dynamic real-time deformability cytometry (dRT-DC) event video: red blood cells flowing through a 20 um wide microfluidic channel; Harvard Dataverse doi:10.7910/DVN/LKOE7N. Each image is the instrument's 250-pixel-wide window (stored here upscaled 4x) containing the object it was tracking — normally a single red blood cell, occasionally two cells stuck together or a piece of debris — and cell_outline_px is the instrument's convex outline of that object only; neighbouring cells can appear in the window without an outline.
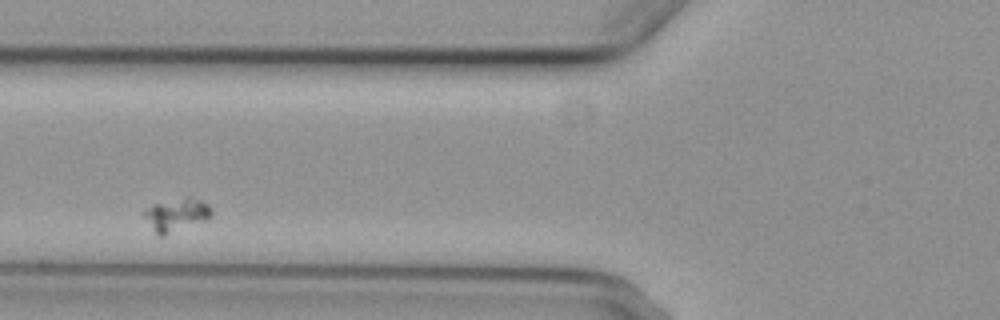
{"species": "common noctule bat (a hibernating species)", "species_latin": "Nyctalus noctula", "temperature_condition": "cold", "stored_images_in_passage": 5, "camera_frame_rate_fps": 3000, "um_per_image_px": 0.085, "animal": {"sex": "female", "body_mass_g": 29.2, "forearm_length_mm": 56.3}, "frame": {"image": 1, "passage_image": 2, "time_ms": 1.333, "image_size_px": [1000, 320], "cell_outline_px": [[212, 216], [208, 220], [164, 236], [156, 236], [140, 212], [156, 204], [188, 196], [200, 200], [208, 204], [212, 208]], "centroid_in_image_um": [15.0, 18.29], "position_along_channel_um": 110.8, "area_um2": 13.24}}
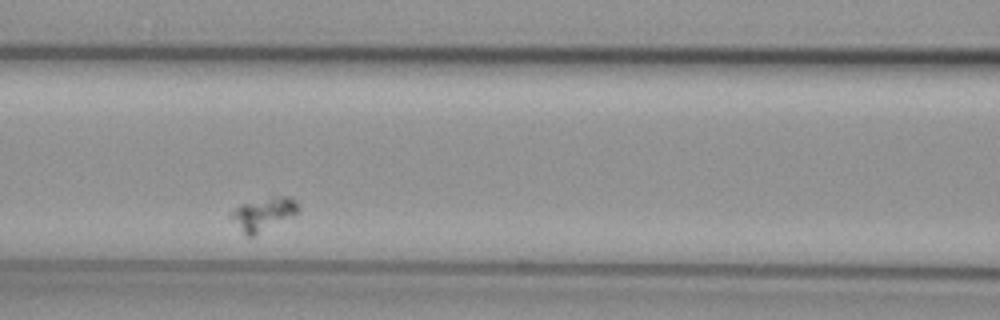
{"frame": {"image": 2, "passage_image": 3, "time_ms": 2.333, "image_size_px": [1000, 320], "cell_outline_px": [[300, 212], [252, 236], [248, 236], [228, 216], [240, 204], [272, 196], [288, 196], [296, 200], [300, 208]], "centroid_in_image_um": [22.42, 18.15], "position_along_channel_um": 144.2, "area_um2": 12.72}}
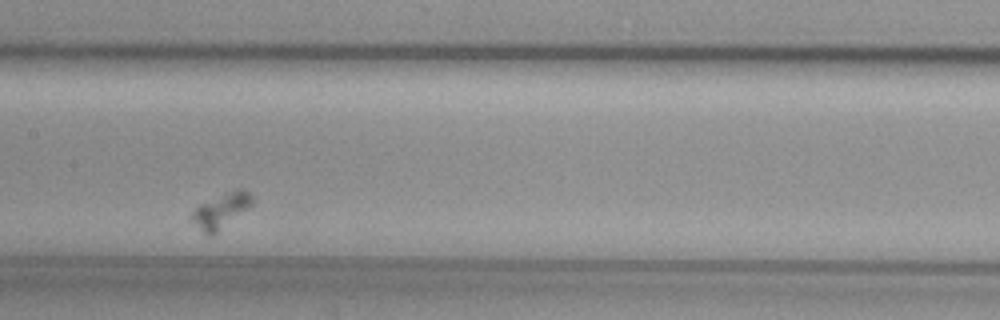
{"frame": {"image": 3, "passage_image": 4, "time_ms": 3.667, "image_size_px": [1000, 320], "cell_outline_px": [[256, 200], [248, 208], [212, 236], [208, 236], [188, 220], [188, 216], [200, 204], [236, 188], [244, 188]], "centroid_in_image_um": [18.76, 17.91], "position_along_channel_um": 188.6, "area_um2": 12.43}}